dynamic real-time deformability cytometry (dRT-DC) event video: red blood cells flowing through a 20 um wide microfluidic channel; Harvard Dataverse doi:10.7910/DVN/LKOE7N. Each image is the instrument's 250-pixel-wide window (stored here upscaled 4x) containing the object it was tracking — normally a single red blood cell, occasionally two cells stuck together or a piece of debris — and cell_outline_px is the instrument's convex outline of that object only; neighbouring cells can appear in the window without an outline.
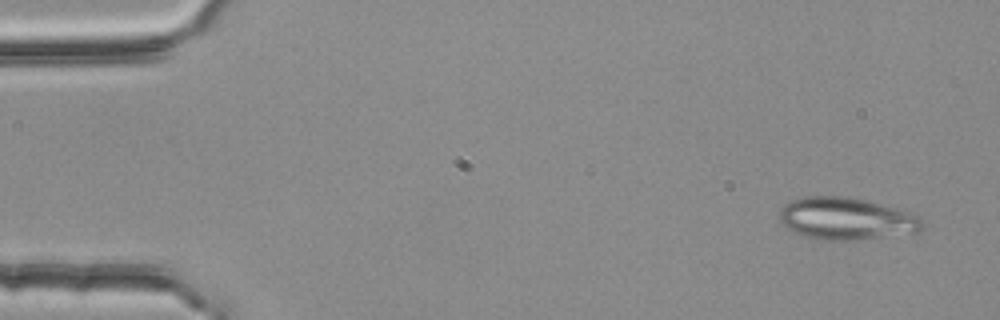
{"species": "common noctule bat (a hibernating species)", "species_latin": "Nyctalus noctula", "temperature_condition": "room temperature", "stored_images_in_passage": 4, "camera_frame_rate_fps": 3000, "um_per_image_px": 0.085, "animal": {"sex": "female", "body_mass_g": 25.1}, "frame": {"image": 1, "passage_image": 1, "time_ms": 0.0, "image_size_px": [1000, 320], "cell_outline_px": [[924, 224], [920, 232], [856, 240], [824, 240], [804, 236], [792, 232], [780, 220], [780, 208], [784, 204], [792, 200], [804, 196], [848, 196], [868, 200], [912, 212], [920, 216], [924, 220]], "centroid_in_image_um": [71.98, 18.58], "position_along_channel_um": 13.0, "area_um2": 35.6}}